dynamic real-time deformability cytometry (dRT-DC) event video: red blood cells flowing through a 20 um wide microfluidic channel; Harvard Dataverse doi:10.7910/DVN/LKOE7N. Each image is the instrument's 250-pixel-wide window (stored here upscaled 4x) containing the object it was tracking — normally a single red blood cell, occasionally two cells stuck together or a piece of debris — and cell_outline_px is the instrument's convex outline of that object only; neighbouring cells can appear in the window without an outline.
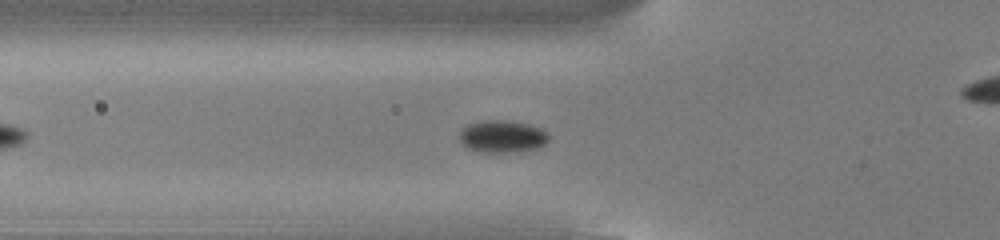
{"species": "common noctule bat (a hibernating species)", "species_latin": "Nyctalus noctula", "temperature_condition": "cold", "stored_images_in_passage": 48, "camera_frame_rate_fps": 3000, "um_per_image_px": 0.085, "animal": {"sex": "male", "body_mass_g": 13.0, "forearm_length_mm": 53.1}, "frame": {"image": 1, "passage_image": 12, "time_ms": 3.667, "image_size_px": [1000, 240], "cell_outline_px": [[548, 140], [544, 144], [536, 148], [516, 152], [480, 152], [468, 148], [460, 140], [460, 128], [468, 124], [480, 120], [512, 120], [544, 128], [548, 132]], "centroid_in_image_um": [42.7, 11.57], "position_along_channel_um": 83.1, "area_um2": 17.05}}
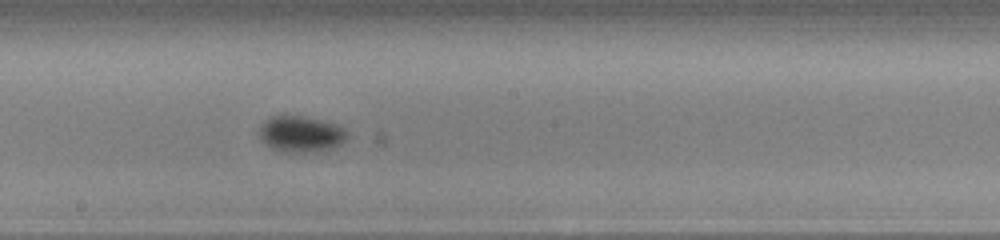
{"frame": {"image": 2, "passage_image": 23, "time_ms": 7.333, "image_size_px": [1000, 240], "cell_outline_px": [[348, 136], [340, 144], [332, 148], [316, 152], [280, 152], [272, 148], [260, 136], [260, 124], [264, 120], [272, 116], [284, 112], [304, 116], [340, 124], [348, 132]], "centroid_in_image_um": [25.59, 11.34], "position_along_channel_um": 222.6, "area_um2": 19.07}}
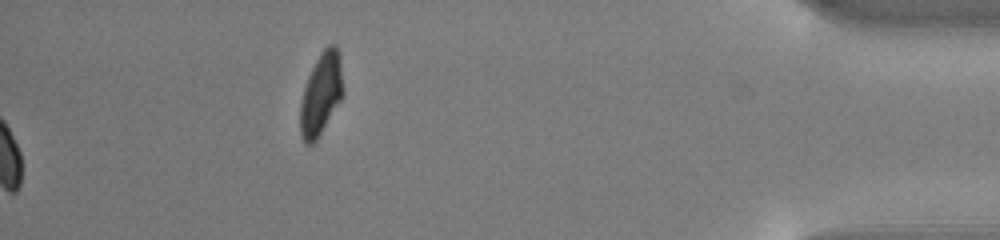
{"frame": {"image": 3, "passage_image": 48, "time_ms": 15.667, "image_size_px": [1000, 240], "cell_outline_px": [[344, 96], [316, 140], [312, 144], [304, 144], [300, 132], [300, 104], [304, 88], [308, 76], [320, 52], [328, 44], [336, 44], [340, 56], [344, 88]], "centroid_in_image_um": [27.31, 7.97], "position_along_channel_um": 407.9, "area_um2": 20.75}, "authors_computed_cell_mechanics": {"area_um2": 16.7042, "velocity_mm_per_s": 3.8047, "shape_relaxation_time_tau1_ms": 3.4939, "shape_relaxation_time_tau2_ms": null, "deformation_change_tau1": 0.0616, "deformation_change_tau2": null}}